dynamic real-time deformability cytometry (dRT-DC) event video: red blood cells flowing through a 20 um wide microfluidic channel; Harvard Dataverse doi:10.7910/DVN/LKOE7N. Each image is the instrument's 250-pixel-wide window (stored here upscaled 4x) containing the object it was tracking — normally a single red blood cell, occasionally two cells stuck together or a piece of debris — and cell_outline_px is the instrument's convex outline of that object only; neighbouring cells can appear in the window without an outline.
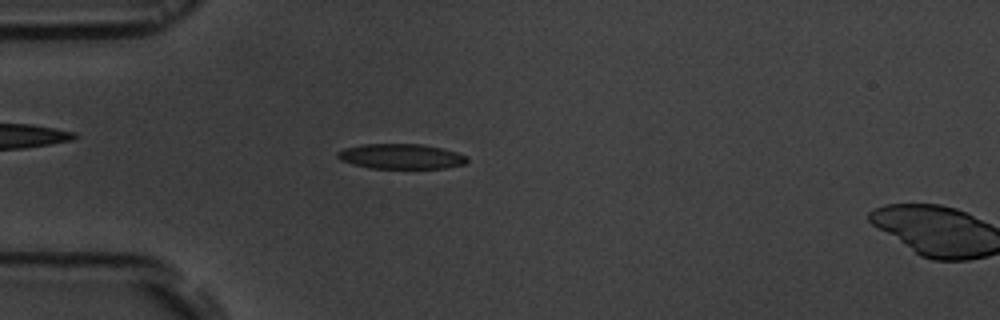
{"species": "common noctule bat (a hibernating species)", "species_latin": "Nyctalus noctula", "temperature_condition": "room temperature", "stored_images_in_passage": 17, "camera_frame_rate_fps": 3000, "um_per_image_px": 0.085, "animal": {"sex": "male", "body_mass_g": 19.5, "forearm_length_mm": 54.6}, "frame": {"image": 1, "passage_image": 15, "time_ms": 4.667, "image_size_px": [1000, 320], "cell_outline_px": [[468, 160], [464, 164], [448, 168], [372, 168], [352, 164], [340, 160], [336, 156], [336, 152], [344, 148], [360, 144], [420, 144], [444, 148], [468, 156]], "centroid_in_image_um": [34.08, 13.29], "position_along_channel_um": 50.9, "area_um2": 19.07}}